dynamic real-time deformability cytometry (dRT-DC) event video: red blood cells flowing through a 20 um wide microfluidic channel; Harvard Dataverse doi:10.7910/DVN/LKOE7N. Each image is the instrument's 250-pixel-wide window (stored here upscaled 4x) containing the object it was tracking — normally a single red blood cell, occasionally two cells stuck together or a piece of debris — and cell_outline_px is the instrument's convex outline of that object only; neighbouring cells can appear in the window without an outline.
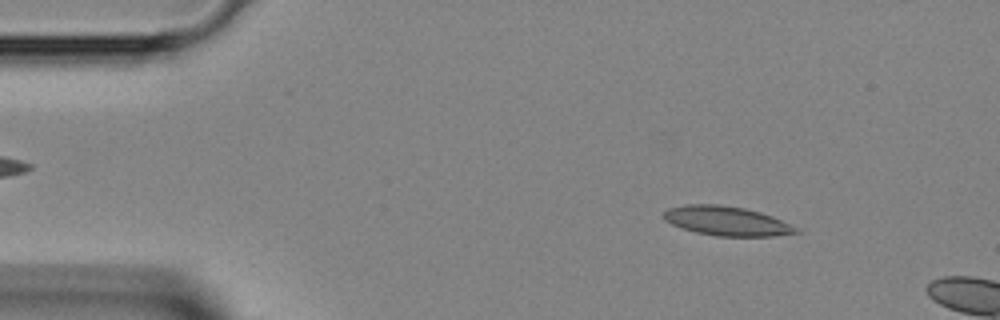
{"species": "Egyptian fruit bat (a non-hibernating species)", "species_latin": "Rousettus aegyptiacus", "temperature_condition": "room temperature", "stored_images_in_passage": 11, "camera_frame_rate_fps": 3000, "um_per_image_px": 0.085, "animal": {"sex": "female"}, "frame": {"image": 1, "passage_image": 5, "time_ms": 1.333, "image_size_px": [1000, 320], "cell_outline_px": [[800, 232], [776, 236], [716, 236], [696, 232], [680, 228], [664, 220], [664, 212], [668, 208], [688, 204], [720, 204], [744, 208], [760, 212], [772, 216], [800, 228]], "centroid_in_image_um": [61.78, 18.78], "position_along_channel_um": 23.2, "area_um2": 22.72}}